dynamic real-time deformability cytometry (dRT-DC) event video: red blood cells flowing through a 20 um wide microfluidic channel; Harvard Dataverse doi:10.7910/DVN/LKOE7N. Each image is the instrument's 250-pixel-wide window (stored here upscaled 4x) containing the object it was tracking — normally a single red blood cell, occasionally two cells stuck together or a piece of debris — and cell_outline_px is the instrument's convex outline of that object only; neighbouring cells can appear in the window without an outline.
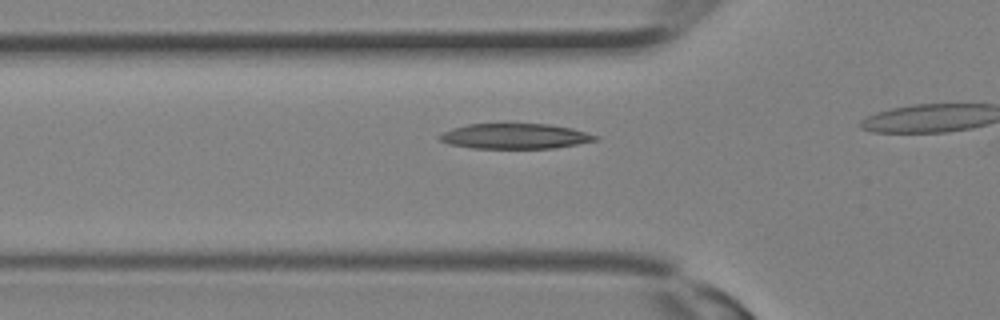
{"species": "Egyptian fruit bat (a non-hibernating species)", "species_latin": "Rousettus aegyptiacus", "temperature_condition": "room temperature", "stored_images_in_passage": 11, "camera_frame_rate_fps": 3000, "um_per_image_px": 0.085, "animal": {"sex": "female"}, "frame": {"image": 1, "passage_image": 8, "time_ms": 2.333, "image_size_px": [1000, 320], "cell_outline_px": [[600, 140], [552, 148], [472, 148], [448, 144], [440, 140], [436, 136], [452, 128], [468, 124], [548, 124], [572, 128], [600, 136]], "centroid_in_image_um": [43.78, 11.57], "position_along_channel_um": 82.0, "area_um2": 22.95}}
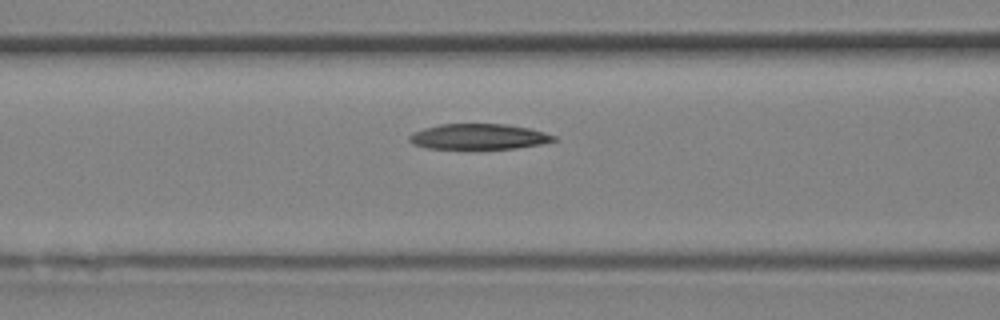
{"frame": {"image": 2, "passage_image": 10, "time_ms": 3.0, "image_size_px": [1000, 320], "cell_outline_px": [[560, 140], [540, 144], [516, 148], [424, 148], [412, 144], [408, 140], [408, 136], [424, 128], [440, 124], [504, 124], [528, 128], [544, 132], [556, 136]], "centroid_in_image_um": [40.7, 11.61], "position_along_channel_um": 125.9, "area_um2": 21.33}}